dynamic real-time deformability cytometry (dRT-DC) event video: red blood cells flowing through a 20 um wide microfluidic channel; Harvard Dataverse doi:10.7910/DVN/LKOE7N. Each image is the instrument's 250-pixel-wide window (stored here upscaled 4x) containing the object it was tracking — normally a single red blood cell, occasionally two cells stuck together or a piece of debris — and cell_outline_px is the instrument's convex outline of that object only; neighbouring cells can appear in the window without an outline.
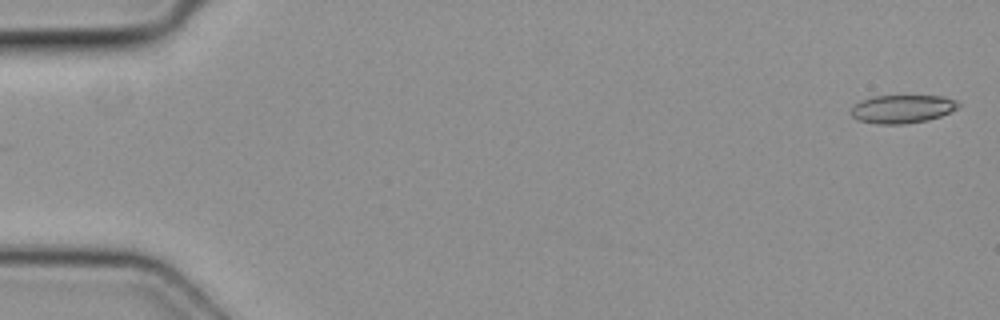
{"species": "common noctule bat (a hibernating species)", "species_latin": "Nyctalus noctula", "temperature_condition": "cold", "stored_images_in_passage": 5, "camera_frame_rate_fps": 3000, "um_per_image_px": 0.085, "animal": {"sex": "female", "body_mass_g": 19.3, "forearm_length_mm": 54.1}, "frame": {"image": 1, "passage_image": 1, "time_ms": 0.0, "image_size_px": [1000, 320], "cell_outline_px": [[960, 104], [956, 108], [940, 116], [928, 120], [904, 124], [876, 124], [856, 120], [848, 112], [860, 100], [872, 96], [944, 96], [956, 100]], "centroid_in_image_um": [76.64, 9.26], "position_along_channel_um": 8.4, "area_um2": 17.74}}